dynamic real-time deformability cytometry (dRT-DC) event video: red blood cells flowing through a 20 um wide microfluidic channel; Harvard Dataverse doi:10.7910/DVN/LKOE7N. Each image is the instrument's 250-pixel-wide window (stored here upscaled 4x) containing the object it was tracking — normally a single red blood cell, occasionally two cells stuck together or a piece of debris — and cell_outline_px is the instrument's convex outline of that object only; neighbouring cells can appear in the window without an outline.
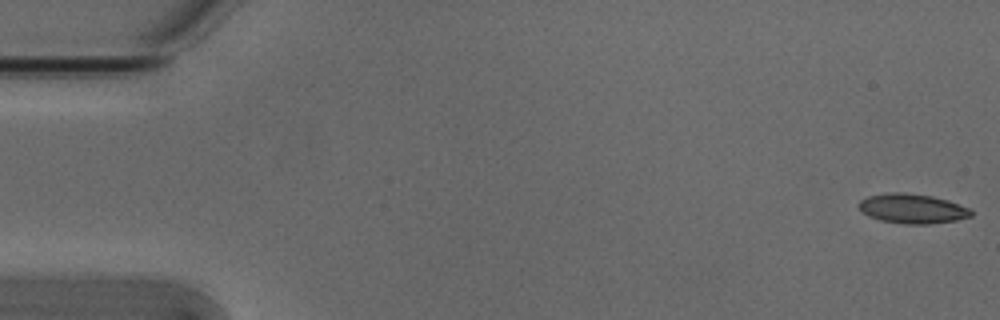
{"species": "Egyptian fruit bat (a non-hibernating species)", "species_latin": "Rousettus aegyptiacus", "temperature_condition": "cold", "stored_images_in_passage": 7, "camera_frame_rate_fps": 3000, "um_per_image_px": 0.085, "animal": {"sex": "male"}, "frame": {"image": 1, "passage_image": 1, "time_ms": 0.0, "image_size_px": [1000, 320], "cell_outline_px": [[972, 216], [956, 220], [928, 224], [904, 224], [880, 220], [868, 216], [856, 204], [860, 200], [868, 196], [892, 192], [904, 192], [932, 196], [948, 200], [972, 208]], "centroid_in_image_um": [77.57, 17.73], "position_along_channel_um": 7.4, "area_um2": 19.48}}